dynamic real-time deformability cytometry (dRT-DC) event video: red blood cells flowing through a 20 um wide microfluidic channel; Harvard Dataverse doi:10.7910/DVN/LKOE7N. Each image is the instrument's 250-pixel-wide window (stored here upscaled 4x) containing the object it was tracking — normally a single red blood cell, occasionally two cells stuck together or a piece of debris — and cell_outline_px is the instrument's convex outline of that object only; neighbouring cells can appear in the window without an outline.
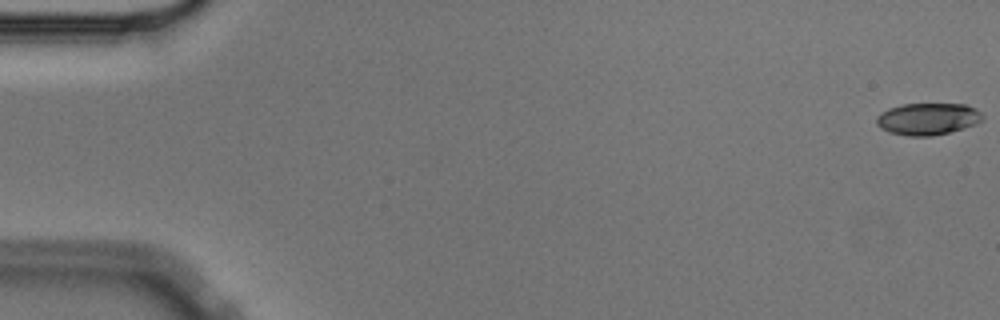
{"species": "Egyptian fruit bat (a non-hibernating species)", "species_latin": "Rousettus aegyptiacus", "temperature_condition": "cold", "stored_images_in_passage": 57, "camera_frame_rate_fps": 3000, "um_per_image_px": 0.085, "animal": {"sex": "male"}, "frame": {"image": 1, "passage_image": 1, "time_ms": 0.0, "image_size_px": [1000, 320], "cell_outline_px": [[984, 120], [976, 124], [964, 128], [932, 136], [908, 136], [888, 132], [880, 128], [876, 124], [876, 116], [880, 112], [888, 108], [900, 104], [968, 104], [976, 108], [984, 116]], "centroid_in_image_um": [78.85, 10.1], "position_along_channel_um": 6.1, "area_um2": 20.06}}
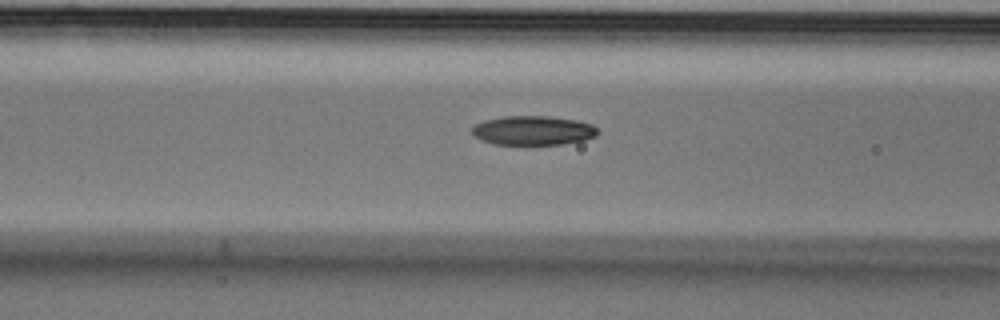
{"frame": {"image": 2, "passage_image": 23, "time_ms": 7.333, "image_size_px": [1000, 320], "cell_outline_px": [[600, 132], [596, 136], [584, 140], [564, 144], [528, 148], [492, 144], [480, 140], [472, 132], [472, 128], [476, 124], [484, 120], [500, 116], [548, 116], [576, 120], [592, 124]], "centroid_in_image_um": [45.3, 11.14], "position_along_channel_um": 121.3, "area_um2": 22.54}}
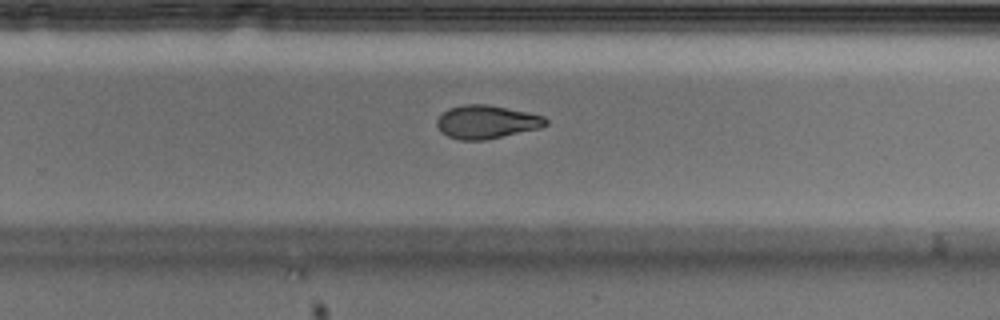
{"frame": {"image": 3, "passage_image": 37, "time_ms": 12.0, "image_size_px": [1000, 320], "cell_outline_px": [[548, 124], [540, 128], [484, 140], [460, 140], [448, 136], [440, 132], [436, 124], [436, 120], [448, 108], [464, 104], [488, 104], [528, 112], [544, 116], [548, 120]], "centroid_in_image_um": [41.35, 10.36], "position_along_channel_um": 288.4, "area_um2": 21.21}, "authors_computed_cell_mechanics": {"area_um2": 21.386, "velocity_mm_per_s": 3.583, "shape_relaxation_time_tau1_ms": 6.9387, "shape_relaxation_time_tau2_ms": 3.593, "deformation_change_tau1": 0.1624, "deformation_change_tau2": 0.0963}}